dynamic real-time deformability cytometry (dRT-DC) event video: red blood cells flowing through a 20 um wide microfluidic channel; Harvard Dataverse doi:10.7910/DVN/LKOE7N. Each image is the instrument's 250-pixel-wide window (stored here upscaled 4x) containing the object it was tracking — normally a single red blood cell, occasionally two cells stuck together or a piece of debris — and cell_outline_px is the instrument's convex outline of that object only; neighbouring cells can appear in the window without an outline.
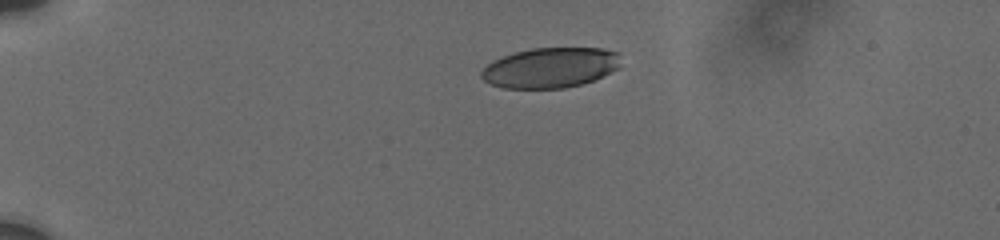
{"species": "human", "species_latin": "Homo sapiens", "temperature_condition": "cold", "stored_images_in_passage": 34, "camera_frame_rate_fps": 3000, "um_per_image_px": 0.085, "donor": {"sex": "male"}, "frame": {"image": 1, "passage_image": 1, "time_ms": 0.0, "image_size_px": [1000, 240], "cell_outline_px": [[620, 52], [616, 68], [592, 80], [580, 84], [564, 88], [504, 88], [492, 84], [484, 80], [480, 76], [480, 72], [492, 60], [516, 52], [532, 48], [604, 48]], "centroid_in_image_um": [46.74, 5.74], "position_along_channel_um": 38.3, "area_um2": 32.25}}
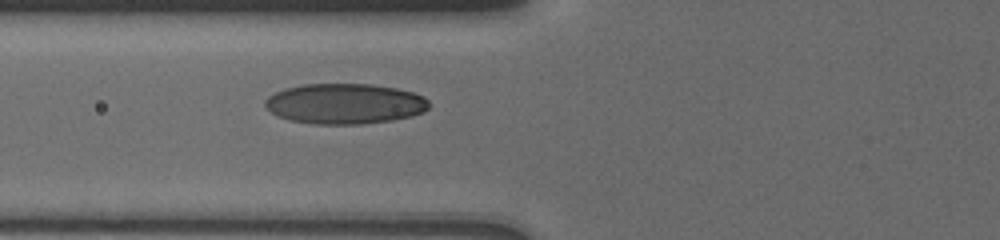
{"frame": {"image": 2, "passage_image": 19, "time_ms": 3.333, "image_size_px": [1000, 240], "cell_outline_px": [[428, 108], [424, 112], [412, 116], [392, 120], [360, 124], [316, 124], [292, 120], [280, 116], [272, 112], [264, 104], [264, 100], [268, 96], [284, 88], [304, 84], [372, 84], [396, 88], [412, 92], [424, 96], [428, 100]], "centroid_in_image_um": [29.33, 8.81], "position_along_channel_um": 96.5, "area_um2": 38.49}}
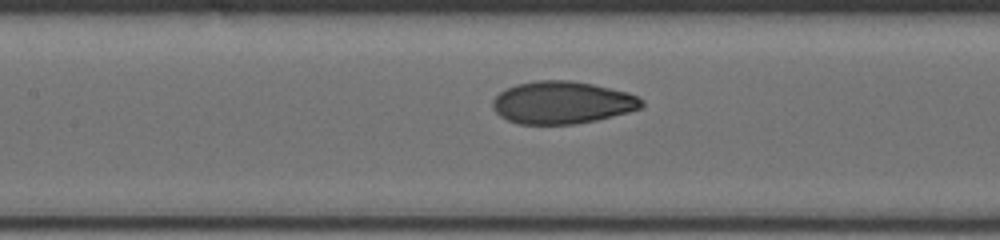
{"frame": {"image": 3, "passage_image": 29, "time_ms": 5.0, "image_size_px": [1000, 240], "cell_outline_px": [[644, 104], [640, 108], [628, 112], [596, 120], [572, 124], [520, 124], [508, 120], [500, 116], [492, 108], [492, 100], [500, 92], [516, 84], [536, 80], [568, 80], [592, 84], [628, 92], [644, 100]], "centroid_in_image_um": [47.77, 8.71], "position_along_channel_um": 159.6, "area_um2": 36.76}}